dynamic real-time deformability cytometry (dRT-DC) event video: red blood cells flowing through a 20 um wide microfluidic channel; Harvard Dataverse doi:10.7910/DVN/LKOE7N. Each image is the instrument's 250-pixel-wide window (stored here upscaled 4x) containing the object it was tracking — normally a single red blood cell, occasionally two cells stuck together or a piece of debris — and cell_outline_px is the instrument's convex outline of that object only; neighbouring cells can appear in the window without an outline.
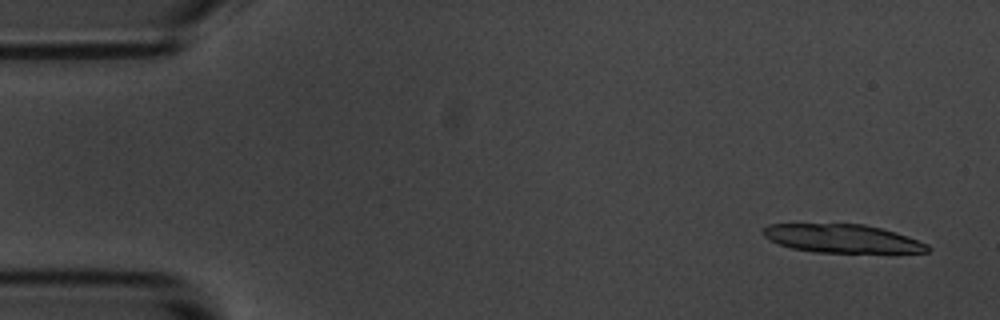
{"species": "common noctule bat (a hibernating species)", "species_latin": "Nyctalus noctula", "temperature_condition": "room temperature", "stored_images_in_passage": 5, "camera_frame_rate_fps": 3000, "um_per_image_px": 0.085, "animal": {"sex": "male", "body_mass_g": 20.1, "forearm_length_mm": 53.5}, "frame": {"image": 1, "passage_image": 1, "time_ms": 0.0, "image_size_px": [1000, 320], "cell_outline_px": [[932, 248], [928, 252], [816, 252], [792, 248], [780, 244], [764, 236], [760, 232], [760, 228], [768, 224], [864, 224], [896, 232], [908, 236], [928, 244]], "centroid_in_image_um": [71.57, 20.26], "position_along_channel_um": 13.4, "area_um2": 27.11}}